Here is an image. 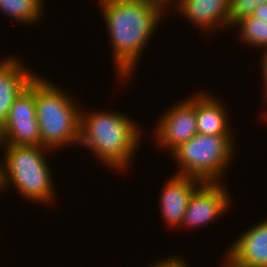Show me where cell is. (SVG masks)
<instances>
[{"label":"cell","mask_w":267,"mask_h":267,"mask_svg":"<svg viewBox=\"0 0 267 267\" xmlns=\"http://www.w3.org/2000/svg\"><path fill=\"white\" fill-rule=\"evenodd\" d=\"M96 3L113 49L115 80L118 78L121 84L128 82L167 11L141 0H96Z\"/></svg>","instance_id":"1"},{"label":"cell","mask_w":267,"mask_h":267,"mask_svg":"<svg viewBox=\"0 0 267 267\" xmlns=\"http://www.w3.org/2000/svg\"><path fill=\"white\" fill-rule=\"evenodd\" d=\"M84 109L81 108L80 112L78 145L89 148L96 161L106 168L127 173L129 167L133 166L131 161L135 159L134 155L141 149V124L116 110Z\"/></svg>","instance_id":"2"},{"label":"cell","mask_w":267,"mask_h":267,"mask_svg":"<svg viewBox=\"0 0 267 267\" xmlns=\"http://www.w3.org/2000/svg\"><path fill=\"white\" fill-rule=\"evenodd\" d=\"M45 78L39 73L35 77L36 117L41 146L55 152L69 145L77 146L82 106L55 81Z\"/></svg>","instance_id":"3"},{"label":"cell","mask_w":267,"mask_h":267,"mask_svg":"<svg viewBox=\"0 0 267 267\" xmlns=\"http://www.w3.org/2000/svg\"><path fill=\"white\" fill-rule=\"evenodd\" d=\"M1 148L4 194L13 188L28 202L45 203L44 205L49 204V206L53 204L57 192L54 186L56 183L47 160L53 151L44 146L28 145H1Z\"/></svg>","instance_id":"4"},{"label":"cell","mask_w":267,"mask_h":267,"mask_svg":"<svg viewBox=\"0 0 267 267\" xmlns=\"http://www.w3.org/2000/svg\"><path fill=\"white\" fill-rule=\"evenodd\" d=\"M234 136L197 133L169 153L178 168L175 174L195 177L205 183L223 182V175L236 155Z\"/></svg>","instance_id":"5"},{"label":"cell","mask_w":267,"mask_h":267,"mask_svg":"<svg viewBox=\"0 0 267 267\" xmlns=\"http://www.w3.org/2000/svg\"><path fill=\"white\" fill-rule=\"evenodd\" d=\"M154 124L152 138L156 146L170 153L180 144L187 142L197 132L196 92L186 99L173 103Z\"/></svg>","instance_id":"6"},{"label":"cell","mask_w":267,"mask_h":267,"mask_svg":"<svg viewBox=\"0 0 267 267\" xmlns=\"http://www.w3.org/2000/svg\"><path fill=\"white\" fill-rule=\"evenodd\" d=\"M1 145L41 146L36 117L35 78L19 94L0 127Z\"/></svg>","instance_id":"7"},{"label":"cell","mask_w":267,"mask_h":267,"mask_svg":"<svg viewBox=\"0 0 267 267\" xmlns=\"http://www.w3.org/2000/svg\"><path fill=\"white\" fill-rule=\"evenodd\" d=\"M224 183H203L191 196L181 227L199 228L220 219L232 206Z\"/></svg>","instance_id":"8"},{"label":"cell","mask_w":267,"mask_h":267,"mask_svg":"<svg viewBox=\"0 0 267 267\" xmlns=\"http://www.w3.org/2000/svg\"><path fill=\"white\" fill-rule=\"evenodd\" d=\"M229 4L230 0H177L173 10L202 33L214 35L229 28Z\"/></svg>","instance_id":"9"},{"label":"cell","mask_w":267,"mask_h":267,"mask_svg":"<svg viewBox=\"0 0 267 267\" xmlns=\"http://www.w3.org/2000/svg\"><path fill=\"white\" fill-rule=\"evenodd\" d=\"M204 182L190 176L173 174L163 186L160 196V210L163 222L169 228H181L185 211L192 194Z\"/></svg>","instance_id":"10"},{"label":"cell","mask_w":267,"mask_h":267,"mask_svg":"<svg viewBox=\"0 0 267 267\" xmlns=\"http://www.w3.org/2000/svg\"><path fill=\"white\" fill-rule=\"evenodd\" d=\"M241 232L224 257L237 267H267V217Z\"/></svg>","instance_id":"11"},{"label":"cell","mask_w":267,"mask_h":267,"mask_svg":"<svg viewBox=\"0 0 267 267\" xmlns=\"http://www.w3.org/2000/svg\"><path fill=\"white\" fill-rule=\"evenodd\" d=\"M21 60L24 59L16 55L0 58V127L8 118L15 99L37 75Z\"/></svg>","instance_id":"12"},{"label":"cell","mask_w":267,"mask_h":267,"mask_svg":"<svg viewBox=\"0 0 267 267\" xmlns=\"http://www.w3.org/2000/svg\"><path fill=\"white\" fill-rule=\"evenodd\" d=\"M227 109V110H226ZM226 103L207 90L196 93L197 132L203 135H236L230 126Z\"/></svg>","instance_id":"13"},{"label":"cell","mask_w":267,"mask_h":267,"mask_svg":"<svg viewBox=\"0 0 267 267\" xmlns=\"http://www.w3.org/2000/svg\"><path fill=\"white\" fill-rule=\"evenodd\" d=\"M43 0H0V12L18 24H38L44 13ZM44 5V6H43Z\"/></svg>","instance_id":"14"},{"label":"cell","mask_w":267,"mask_h":267,"mask_svg":"<svg viewBox=\"0 0 267 267\" xmlns=\"http://www.w3.org/2000/svg\"><path fill=\"white\" fill-rule=\"evenodd\" d=\"M237 30L238 40L251 48H261V52L267 50V22L256 17L246 16L235 22L231 29ZM239 32V33H238ZM240 37V38H239Z\"/></svg>","instance_id":"15"},{"label":"cell","mask_w":267,"mask_h":267,"mask_svg":"<svg viewBox=\"0 0 267 267\" xmlns=\"http://www.w3.org/2000/svg\"><path fill=\"white\" fill-rule=\"evenodd\" d=\"M267 0H230L229 4V29L239 19L251 16L255 9Z\"/></svg>","instance_id":"16"},{"label":"cell","mask_w":267,"mask_h":267,"mask_svg":"<svg viewBox=\"0 0 267 267\" xmlns=\"http://www.w3.org/2000/svg\"><path fill=\"white\" fill-rule=\"evenodd\" d=\"M148 267H191L188 264V260L186 261L185 257H181L180 255H172L168 257H164L162 259H158L154 264L148 265Z\"/></svg>","instance_id":"17"},{"label":"cell","mask_w":267,"mask_h":267,"mask_svg":"<svg viewBox=\"0 0 267 267\" xmlns=\"http://www.w3.org/2000/svg\"><path fill=\"white\" fill-rule=\"evenodd\" d=\"M261 59H260V66H261V74H262V79H263V84L264 85V99L267 97V50L262 52L261 54Z\"/></svg>","instance_id":"18"},{"label":"cell","mask_w":267,"mask_h":267,"mask_svg":"<svg viewBox=\"0 0 267 267\" xmlns=\"http://www.w3.org/2000/svg\"><path fill=\"white\" fill-rule=\"evenodd\" d=\"M141 1H145V2H149V3H152V4H154V5H156V6H159V7H161L164 11L167 9V12H168V10L172 7V9H173V7L175 6V3H176V1L177 0H141ZM170 5V6H169ZM172 5V6H171ZM169 9H168V8Z\"/></svg>","instance_id":"19"},{"label":"cell","mask_w":267,"mask_h":267,"mask_svg":"<svg viewBox=\"0 0 267 267\" xmlns=\"http://www.w3.org/2000/svg\"><path fill=\"white\" fill-rule=\"evenodd\" d=\"M252 16L267 22V3L258 6Z\"/></svg>","instance_id":"20"},{"label":"cell","mask_w":267,"mask_h":267,"mask_svg":"<svg viewBox=\"0 0 267 267\" xmlns=\"http://www.w3.org/2000/svg\"><path fill=\"white\" fill-rule=\"evenodd\" d=\"M1 144H0V151L1 150ZM2 159H0V194L4 191V165H3V155L1 154Z\"/></svg>","instance_id":"21"},{"label":"cell","mask_w":267,"mask_h":267,"mask_svg":"<svg viewBox=\"0 0 267 267\" xmlns=\"http://www.w3.org/2000/svg\"><path fill=\"white\" fill-rule=\"evenodd\" d=\"M221 263L223 264H221L220 267H237L226 257L225 258L223 257V261Z\"/></svg>","instance_id":"22"},{"label":"cell","mask_w":267,"mask_h":267,"mask_svg":"<svg viewBox=\"0 0 267 267\" xmlns=\"http://www.w3.org/2000/svg\"><path fill=\"white\" fill-rule=\"evenodd\" d=\"M264 101L267 103V97L264 99ZM261 117L267 121V110L262 113Z\"/></svg>","instance_id":"23"}]
</instances>
